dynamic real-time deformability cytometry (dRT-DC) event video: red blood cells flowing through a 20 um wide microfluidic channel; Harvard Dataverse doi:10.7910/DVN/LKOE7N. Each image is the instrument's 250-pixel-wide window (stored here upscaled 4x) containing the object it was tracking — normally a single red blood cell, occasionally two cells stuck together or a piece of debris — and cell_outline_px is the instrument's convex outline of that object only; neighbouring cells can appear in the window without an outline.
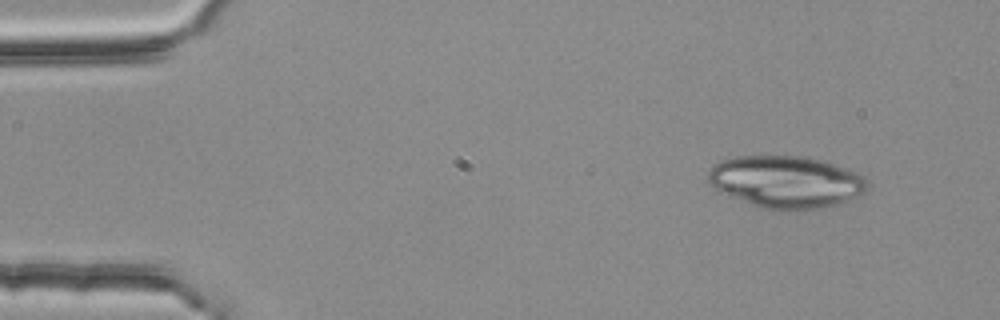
{"species": "common noctule bat (a hibernating species)", "species_latin": "Nyctalus noctula", "temperature_condition": "room temperature", "stored_images_in_passage": 3, "camera_frame_rate_fps": 3000, "um_per_image_px": 0.085, "animal": {"sex": "female", "body_mass_g": 25.1}, "frame": {"image": 1, "passage_image": 1, "time_ms": 0.0, "image_size_px": [1000, 320], "cell_outline_px": [[868, 188], [864, 192], [848, 200], [836, 204], [820, 208], [800, 212], [764, 208], [728, 196], [720, 192], [708, 184], [708, 172], [720, 160], [736, 156], [804, 156], [824, 160], [856, 172], [864, 176], [868, 180]], "centroid_in_image_um": [66.82, 15.46], "position_along_channel_um": 18.2, "area_um2": 48.78}}